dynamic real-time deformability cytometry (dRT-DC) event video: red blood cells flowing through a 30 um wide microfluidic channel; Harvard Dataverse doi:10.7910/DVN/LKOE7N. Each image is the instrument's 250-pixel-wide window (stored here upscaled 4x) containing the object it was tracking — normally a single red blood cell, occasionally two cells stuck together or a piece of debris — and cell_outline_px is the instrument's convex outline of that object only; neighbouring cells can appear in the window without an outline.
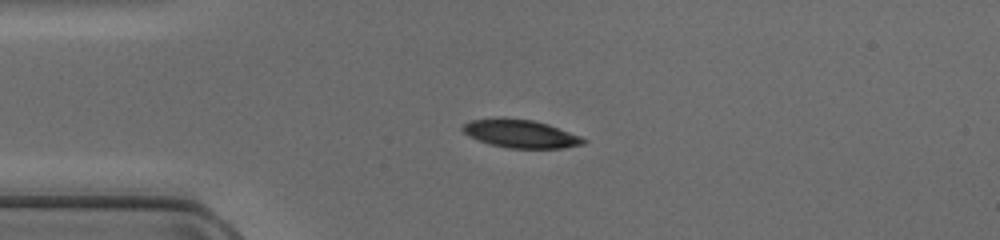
{"species": "common noctule bat (a hibernating species)", "species_latin": "Nyctalus noctula", "temperature_condition": "cold", "stored_images_in_passage": 37, "camera_frame_rate_fps": 3000, "um_per_image_px": 0.085, "animal": {"sex": "female", "body_mass_g": 17.0, "forearm_length_mm": 48.0}, "frame": {"image": 1, "passage_image": 1, "time_ms": 0.0, "image_size_px": [1000, 240], "cell_outline_px": [[588, 140], [584, 144], [564, 148], [508, 148], [492, 144], [468, 136], [460, 128], [464, 124], [472, 120], [504, 116], [532, 120], [548, 124], [580, 136]], "centroid_in_image_um": [44.25, 11.35], "position_along_channel_um": 40.8, "area_um2": 19.88}}
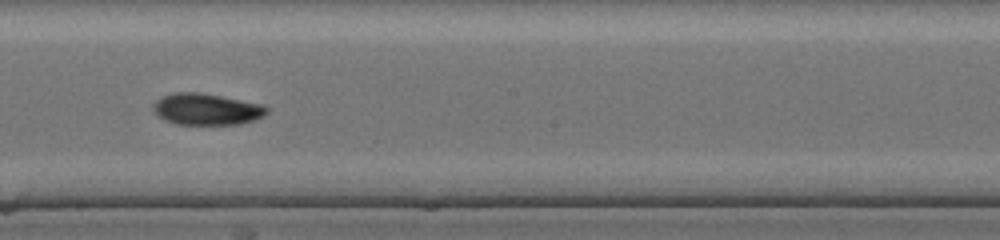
{"frame": {"image": 2, "passage_image": 16, "time_ms": 5.0, "image_size_px": [1000, 240], "cell_outline_px": [[268, 112], [264, 116], [256, 120], [240, 124], [176, 124], [164, 120], [156, 116], [152, 112], [152, 104], [160, 96], [172, 92], [196, 92], [220, 96], [264, 104], [268, 108]], "centroid_in_image_um": [17.52, 9.28], "position_along_channel_um": 230.7, "area_um2": 21.21}}
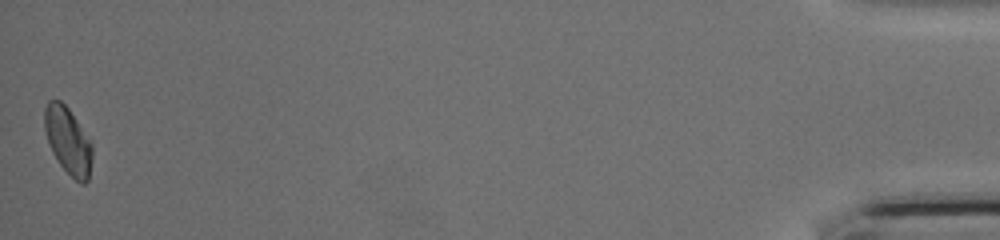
{"frame": {"image": 3, "passage_image": 37, "time_ms": 12.0, "image_size_px": [1000, 240], "cell_outline_px": [[92, 156], [88, 180], [84, 184], [80, 184], [60, 164], [52, 152], [44, 128], [44, 108], [48, 100], [60, 100], [68, 108], [92, 144]], "centroid_in_image_um": [5.77, 11.95], "position_along_channel_um": 429.4, "area_um2": 18.26}}